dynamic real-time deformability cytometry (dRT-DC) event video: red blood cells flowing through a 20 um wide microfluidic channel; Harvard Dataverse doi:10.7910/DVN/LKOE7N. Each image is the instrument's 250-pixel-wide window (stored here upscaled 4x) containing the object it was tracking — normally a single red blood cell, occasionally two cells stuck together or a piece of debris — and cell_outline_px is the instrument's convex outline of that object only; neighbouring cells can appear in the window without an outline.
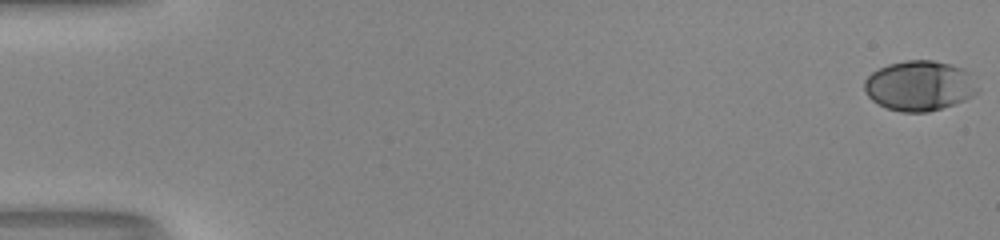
{"species": "human", "species_latin": "Homo sapiens", "temperature_condition": "room temperature", "stored_images_in_passage": 53, "camera_frame_rate_fps": 3000, "um_per_image_px": 0.085, "donor": {"sex": "male"}, "frame": {"image": 1, "passage_image": 1, "time_ms": 0.0, "image_size_px": [1000, 240], "cell_outline_px": [[980, 88], [972, 96], [964, 100], [928, 112], [900, 112], [888, 108], [872, 100], [868, 96], [864, 88], [864, 80], [872, 72], [888, 64], [904, 60], [932, 60], [952, 64], [964, 68], [972, 72]], "centroid_in_image_um": [78.2, 7.26], "position_along_channel_um": 6.8, "area_um2": 33.35}}
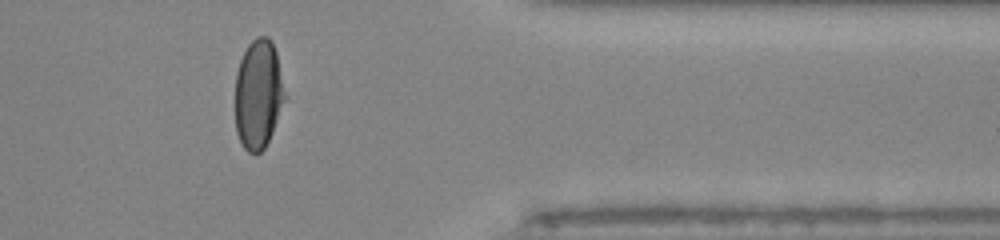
{"frame": {"image": 2, "passage_image": 44, "time_ms": 14.333, "image_size_px": [1000, 240], "cell_outline_px": [[288, 96], [272, 132], [264, 148], [260, 152], [248, 152], [244, 148], [236, 132], [236, 72], [240, 60], [248, 44], [256, 36], [268, 36], [272, 40], [276, 52]], "centroid_in_image_um": [21.99, 7.97], "position_along_channel_um": 389.4, "area_um2": 32.02}}
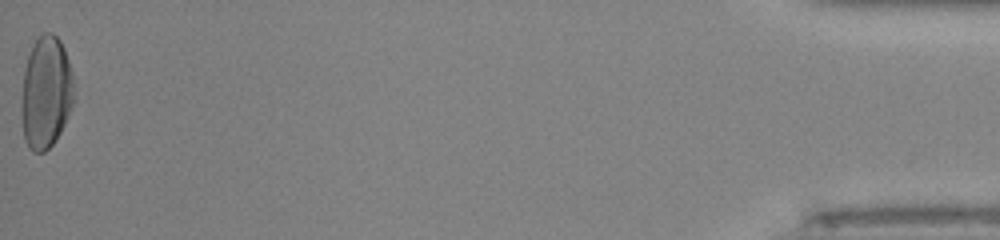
{"frame": {"image": 3, "passage_image": 53, "time_ms": 17.333, "image_size_px": [1000, 240], "cell_outline_px": [[76, 96], [68, 116], [56, 140], [44, 152], [32, 152], [28, 148], [24, 140], [20, 112], [20, 108], [24, 68], [32, 44], [44, 32], [52, 32], [60, 40], [64, 48], [72, 72]], "centroid_in_image_um": [3.9, 7.88], "position_along_channel_um": 431.3, "area_um2": 35.03}, "authors_computed_cell_mechanics": {"area_um2": 33.1772, "velocity_mm_per_s": 4.1298, "shape_relaxation_time_tau1_ms": 4.94, "shape_relaxation_time_tau2_ms": null, "deformation_change_tau1": 0.2074, "deformation_change_tau2": null}}